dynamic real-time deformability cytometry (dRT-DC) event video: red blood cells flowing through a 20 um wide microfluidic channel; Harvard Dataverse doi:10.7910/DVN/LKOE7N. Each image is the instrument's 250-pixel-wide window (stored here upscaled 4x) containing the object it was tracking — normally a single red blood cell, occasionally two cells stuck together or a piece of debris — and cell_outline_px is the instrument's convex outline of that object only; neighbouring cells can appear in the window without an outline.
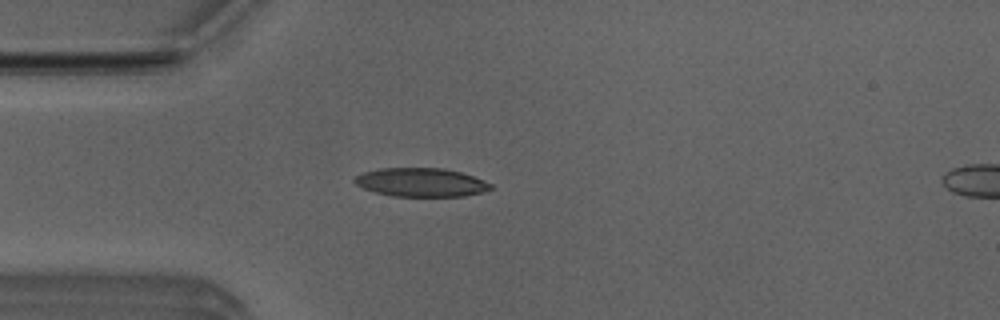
{"species": "Egyptian fruit bat (a non-hibernating species)", "species_latin": "Rousettus aegyptiacus", "temperature_condition": "room temperature", "stored_images_in_passage": 3, "camera_frame_rate_fps": 3000, "um_per_image_px": 0.085, "animal": {"sex": "male"}, "frame": {"image": 1, "passage_image": 2, "time_ms": 0.333, "image_size_px": [1000, 320], "cell_outline_px": [[492, 188], [480, 192], [464, 196], [392, 196], [376, 192], [364, 188], [356, 184], [352, 180], [356, 176], [364, 172], [380, 168], [444, 168], [460, 172], [484, 180], [492, 184]], "centroid_in_image_um": [35.77, 15.49], "position_along_channel_um": 49.2, "area_um2": 22.54}}